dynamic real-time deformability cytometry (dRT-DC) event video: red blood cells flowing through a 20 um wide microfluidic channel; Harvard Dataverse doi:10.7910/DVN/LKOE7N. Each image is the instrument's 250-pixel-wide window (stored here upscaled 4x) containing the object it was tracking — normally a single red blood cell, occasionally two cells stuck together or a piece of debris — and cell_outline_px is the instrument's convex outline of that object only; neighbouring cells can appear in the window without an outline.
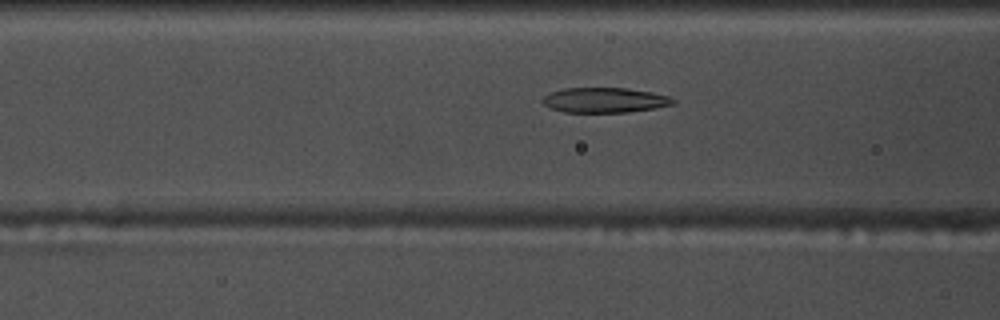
{"species": "common noctule bat (a hibernating species)", "species_latin": "Nyctalus noctula", "temperature_condition": "warm", "stored_images_in_passage": 39, "camera_frame_rate_fps": 3000, "um_per_image_px": 0.085, "animal": {"sex": "male", "body_mass_g": 17.5, "forearm_length_mm": 52.3}, "frame": {"image": 1, "passage_image": 5, "time_ms": 1.333, "image_size_px": [1000, 320], "cell_outline_px": [[676, 104], [628, 112], [564, 112], [548, 108], [540, 100], [544, 96], [552, 92], [564, 88], [624, 88], [652, 92], [668, 96], [676, 100]], "centroid_in_image_um": [51.37, 8.51], "position_along_channel_um": 115.2, "area_um2": 19.02}}
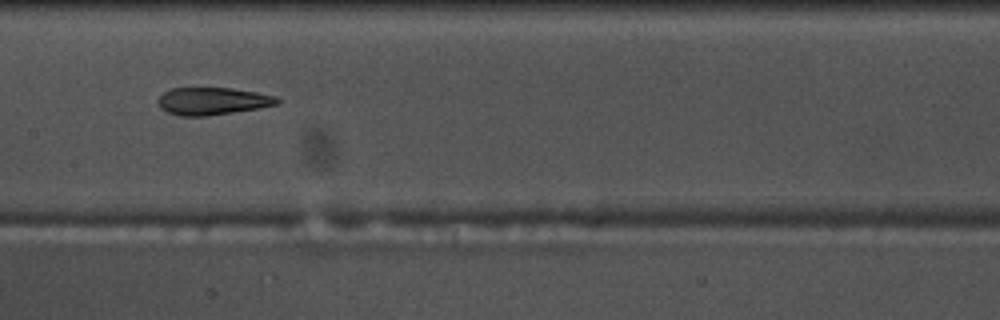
{"frame": {"image": 2, "passage_image": 11, "time_ms": 3.333, "image_size_px": [1000, 320], "cell_outline_px": [[280, 104], [260, 108], [204, 116], [180, 116], [168, 112], [160, 108], [156, 100], [164, 92], [172, 88], [232, 88], [256, 92], [276, 96], [280, 100]], "centroid_in_image_um": [18.07, 8.59], "position_along_channel_um": 189.3, "area_um2": 19.07}}
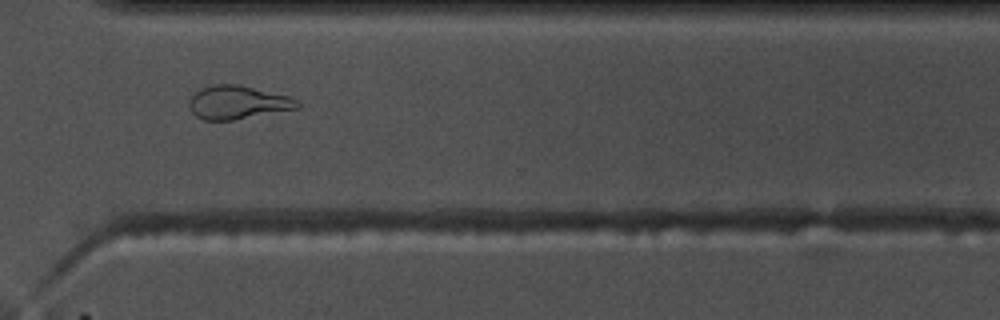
{"frame": {"image": 3, "passage_image": 24, "time_ms": 7.667, "image_size_px": [1000, 320], "cell_outline_px": [[300, 108], [232, 120], [204, 120], [196, 116], [192, 112], [188, 104], [192, 96], [200, 88], [216, 84], [236, 84], [288, 96], [296, 100], [300, 104]], "centroid_in_image_um": [20.18, 8.71], "position_along_channel_um": 350.4, "area_um2": 20.81}, "authors_computed_cell_mechanics": {"area_um2": 20.0566, "velocity_mm_per_s": 3.7167, "shape_relaxation_time_tau1_ms": 11.302, "shape_relaxation_time_tau2_ms": 3.0818, "deformation_change_tau1": 0.3067, "deformation_change_tau2": 0.1212}}